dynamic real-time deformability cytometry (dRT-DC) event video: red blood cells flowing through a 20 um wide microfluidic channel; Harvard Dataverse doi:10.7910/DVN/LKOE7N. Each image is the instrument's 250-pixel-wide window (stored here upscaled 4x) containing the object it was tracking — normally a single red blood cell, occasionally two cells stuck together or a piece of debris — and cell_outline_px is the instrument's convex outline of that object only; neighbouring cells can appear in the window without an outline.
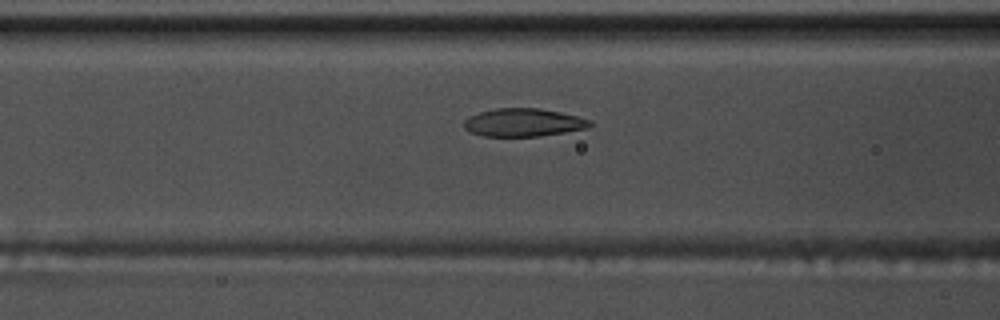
{"species": "common noctule bat (a hibernating species)", "species_latin": "Nyctalus noctula", "temperature_condition": "warm", "stored_images_in_passage": 52, "camera_frame_rate_fps": 3000, "um_per_image_px": 0.085, "animal": {"sex": "male", "body_mass_g": 17.5, "forearm_length_mm": 52.3}, "frame": {"image": 1, "passage_image": 19, "time_ms": 6.0, "image_size_px": [1000, 320], "cell_outline_px": [[592, 124], [588, 128], [540, 136], [484, 136], [472, 132], [464, 128], [464, 120], [468, 116], [480, 112], [496, 108], [540, 108], [560, 112], [592, 120]], "centroid_in_image_um": [44.49, 10.4], "position_along_channel_um": 122.1, "area_um2": 20.52}}
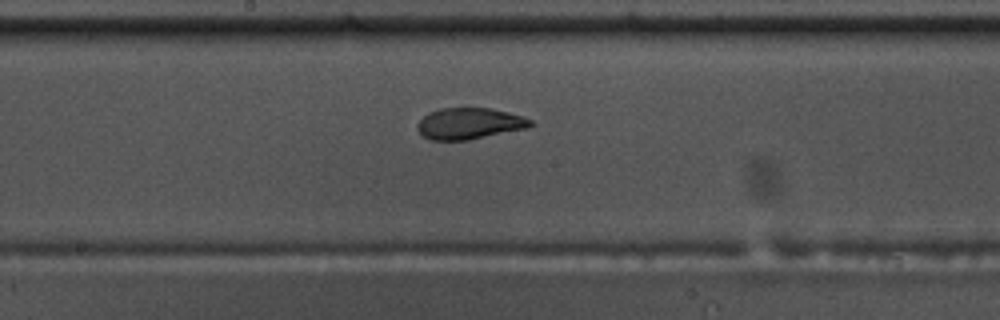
{"frame": {"image": 2, "passage_image": 26, "time_ms": 8.333, "image_size_px": [1000, 320], "cell_outline_px": [[536, 124], [528, 128], [468, 140], [432, 140], [424, 136], [416, 128], [416, 124], [428, 112], [440, 108], [492, 108], [508, 112], [532, 120]], "centroid_in_image_um": [39.91, 10.5], "position_along_channel_um": 208.3, "area_um2": 20.69}}
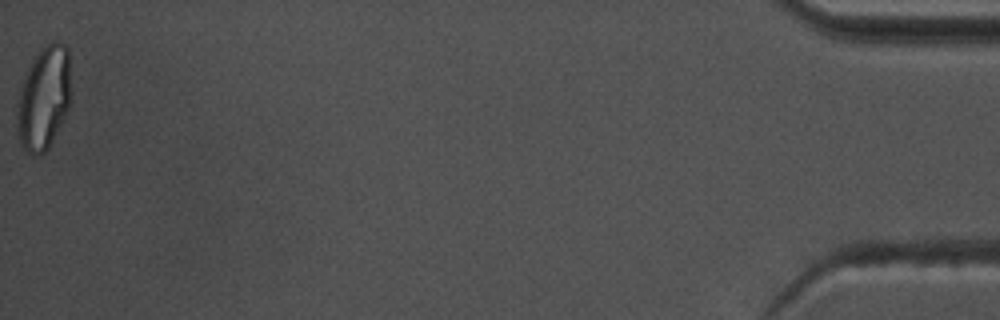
{"frame": {"image": 3, "passage_image": 52, "time_ms": 17.0, "image_size_px": [1000, 320], "cell_outline_px": [[72, 100], [64, 120], [48, 148], [40, 156], [32, 156], [24, 148], [20, 140], [16, 128], [16, 104], [20, 88], [24, 76], [36, 52], [40, 48], [52, 40], [56, 40], [64, 44], [68, 48]], "centroid_in_image_um": [3.74, 8.31], "position_along_channel_um": 431.5, "area_um2": 33.47}, "authors_computed_cell_mechanics": {"area_um2": 21.386, "velocity_mm_per_s": 3.7155, "shape_relaxation_time_tau1_ms": 8.4028, "shape_relaxation_time_tau2_ms": 1.0521, "deformation_change_tau1": 0.238, "deformation_change_tau2": 0.0662}}